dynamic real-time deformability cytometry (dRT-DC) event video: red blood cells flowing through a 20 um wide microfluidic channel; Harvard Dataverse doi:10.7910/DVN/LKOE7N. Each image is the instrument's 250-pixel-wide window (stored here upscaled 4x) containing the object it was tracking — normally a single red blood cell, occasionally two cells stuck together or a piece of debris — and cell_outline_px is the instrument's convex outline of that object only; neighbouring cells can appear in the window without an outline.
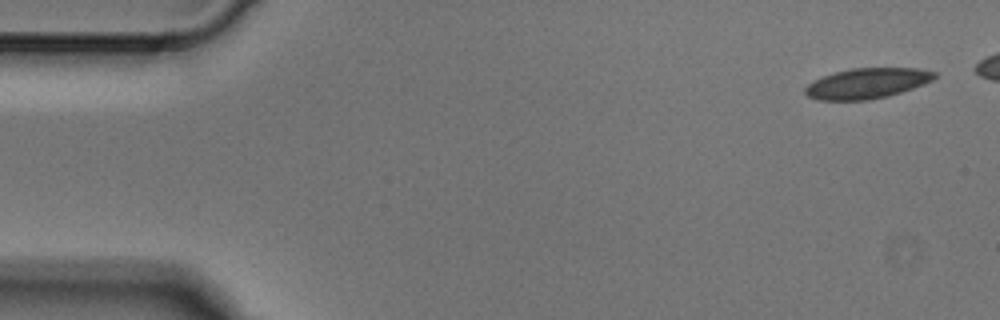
{"species": "Egyptian fruit bat (a non-hibernating species)", "species_latin": "Rousettus aegyptiacus", "temperature_condition": "cold", "stored_images_in_passage": 5, "camera_frame_rate_fps": 3000, "um_per_image_px": 0.085, "animal": {"sex": "male"}, "frame": {"image": 1, "passage_image": 1, "time_ms": 0.0, "image_size_px": [1000, 320], "cell_outline_px": [[936, 76], [932, 80], [924, 84], [888, 96], [868, 100], [816, 100], [808, 96], [804, 92], [804, 88], [808, 84], [824, 76], [836, 72], [852, 68], [920, 68], [936, 72]], "centroid_in_image_um": [73.7, 7.08], "position_along_channel_um": 11.3, "area_um2": 22.77}}